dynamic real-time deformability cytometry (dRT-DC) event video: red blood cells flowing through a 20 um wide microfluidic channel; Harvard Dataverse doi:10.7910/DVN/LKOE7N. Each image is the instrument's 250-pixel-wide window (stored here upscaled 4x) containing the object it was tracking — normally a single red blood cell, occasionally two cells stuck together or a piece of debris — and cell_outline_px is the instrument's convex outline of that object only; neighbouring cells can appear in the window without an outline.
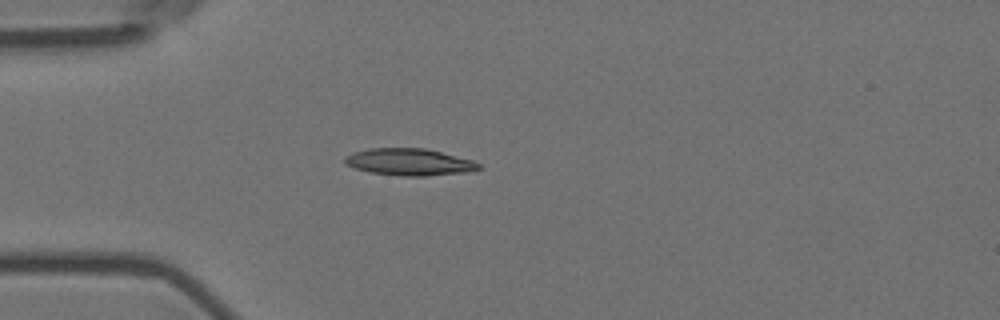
{"species": "Egyptian fruit bat (a non-hibernating species)", "species_latin": "Rousettus aegyptiacus", "temperature_condition": "room temperature", "stored_images_in_passage": 4, "camera_frame_rate_fps": 3000, "um_per_image_px": 0.085, "animal": {"sex": "female"}, "frame": {"image": 1, "passage_image": 3, "time_ms": 0.667, "image_size_px": [1000, 320], "cell_outline_px": [[480, 168], [468, 172], [424, 176], [404, 176], [368, 172], [344, 164], [344, 156], [352, 152], [368, 148], [424, 148], [472, 160], [480, 164]], "centroid_in_image_um": [34.74, 13.77], "position_along_channel_um": 50.3, "area_um2": 20.98}}